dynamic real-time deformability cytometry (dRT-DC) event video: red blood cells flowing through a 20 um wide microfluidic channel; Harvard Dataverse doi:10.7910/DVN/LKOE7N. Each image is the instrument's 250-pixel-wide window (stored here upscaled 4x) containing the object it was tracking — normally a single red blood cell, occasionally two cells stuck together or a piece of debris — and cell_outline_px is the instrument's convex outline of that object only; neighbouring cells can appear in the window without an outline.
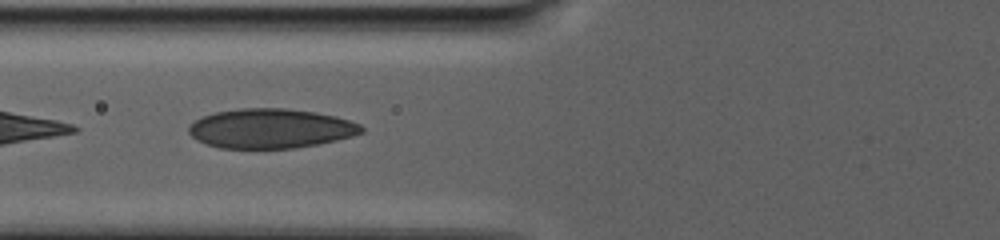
{"species": "human", "species_latin": "Homo sapiens", "temperature_condition": "warm", "stored_images_in_passage": 47, "camera_frame_rate_fps": 3000, "um_per_image_px": 0.085, "donor": {"sex": "male"}, "frame": {"image": 1, "passage_image": 5, "time_ms": 3.333, "image_size_px": [1000, 240], "cell_outline_px": [[364, 132], [352, 136], [320, 144], [296, 148], [220, 148], [196, 140], [188, 132], [188, 128], [196, 120], [204, 116], [216, 112], [240, 108], [284, 108], [316, 112], [336, 116], [360, 124], [364, 128]], "centroid_in_image_um": [23.03, 10.92], "position_along_channel_um": 102.8, "area_um2": 39.77}}
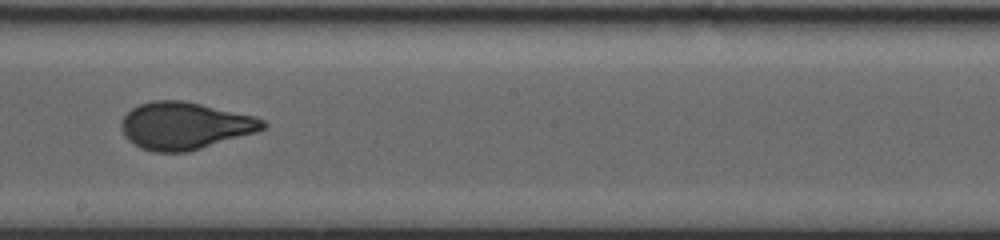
{"frame": {"image": 2, "passage_image": 16, "time_ms": 9.333, "image_size_px": [1000, 240], "cell_outline_px": [[268, 124], [264, 128], [256, 132], [188, 152], [152, 152], [140, 148], [132, 144], [124, 136], [120, 128], [120, 120], [132, 108], [140, 104], [152, 100], [184, 100], [256, 116], [264, 120]], "centroid_in_image_um": [15.68, 10.69], "position_along_channel_um": 232.5, "area_um2": 39.3}}
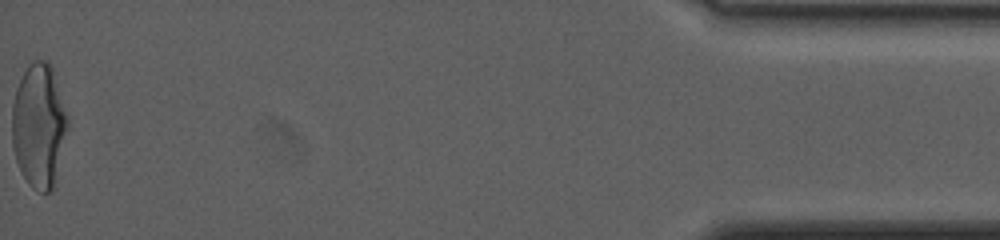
{"frame": {"image": 3, "passage_image": 47, "time_ms": 22.333, "image_size_px": [1000, 240], "cell_outline_px": [[68, 124], [56, 188], [48, 192], [40, 192], [32, 188], [28, 184], [20, 172], [16, 160], [12, 144], [12, 104], [16, 88], [28, 64], [36, 60], [48, 60], [52, 68], [68, 116]], "centroid_in_image_um": [3.32, 10.74], "position_along_channel_um": 431.9, "area_um2": 40.81}}